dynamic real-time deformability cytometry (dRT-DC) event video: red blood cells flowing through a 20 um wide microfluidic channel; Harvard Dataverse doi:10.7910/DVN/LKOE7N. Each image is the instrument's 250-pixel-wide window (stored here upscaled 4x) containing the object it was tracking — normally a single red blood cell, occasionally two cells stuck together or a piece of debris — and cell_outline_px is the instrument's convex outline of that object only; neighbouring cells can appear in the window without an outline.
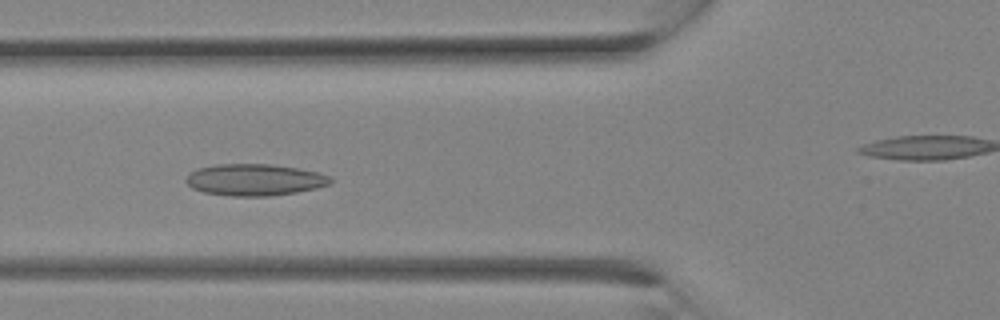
{"species": "Egyptian fruit bat (a non-hibernating species)", "species_latin": "Rousettus aegyptiacus", "temperature_condition": "room temperature", "stored_images_in_passage": 21, "segment_of_instrument_passage": [1, 2], "camera_frame_rate_fps": 3000, "um_per_image_px": 0.085, "animal": {"sex": "female"}, "frame": {"image": 1, "passage_image": 10, "time_ms": 3.0, "image_size_px": [1000, 320], "cell_outline_px": [[332, 180], [328, 184], [316, 188], [296, 192], [272, 196], [232, 196], [204, 192], [192, 188], [184, 180], [188, 172], [196, 168], [216, 164], [272, 164], [320, 172], [332, 176]], "centroid_in_image_um": [21.62, 15.27], "position_along_channel_um": 104.2, "area_um2": 26.88}}
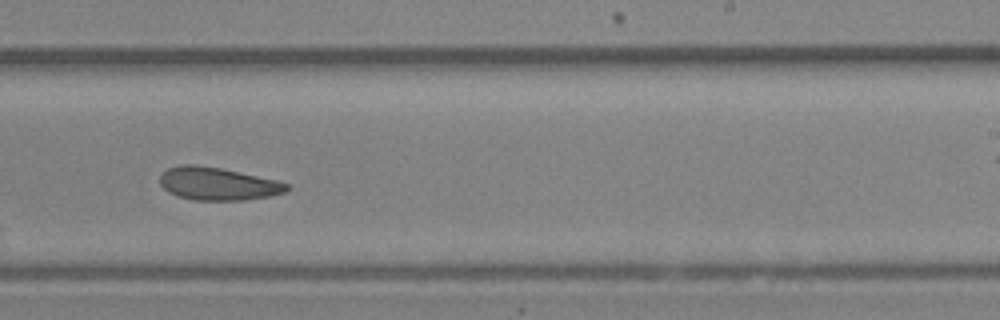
{"frame": {"image": 2, "passage_image": 17, "time_ms": 5.333, "image_size_px": [1000, 320], "cell_outline_px": [[292, 188], [284, 192], [268, 196], [244, 200], [192, 200], [176, 196], [168, 192], [160, 184], [160, 176], [168, 168], [180, 164], [192, 164], [220, 168], [276, 180], [288, 184]], "centroid_in_image_um": [18.48, 15.62], "position_along_channel_um": 270.5, "area_um2": 24.16}}
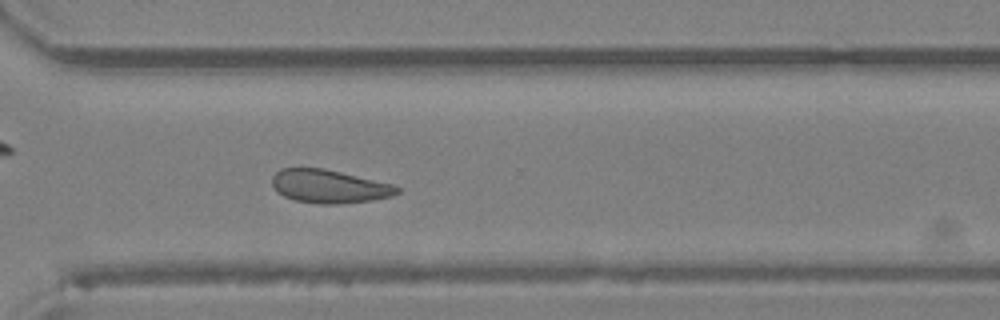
{"frame": {"image": 3, "passage_image": 20, "time_ms": 6.333, "image_size_px": [1000, 320], "cell_outline_px": [[400, 192], [392, 196], [372, 200], [336, 204], [320, 204], [296, 200], [284, 196], [276, 192], [272, 184], [272, 176], [280, 168], [324, 168], [392, 184], [400, 188]], "centroid_in_image_um": [27.96, 15.84], "position_along_channel_um": 342.6, "area_um2": 24.22}}